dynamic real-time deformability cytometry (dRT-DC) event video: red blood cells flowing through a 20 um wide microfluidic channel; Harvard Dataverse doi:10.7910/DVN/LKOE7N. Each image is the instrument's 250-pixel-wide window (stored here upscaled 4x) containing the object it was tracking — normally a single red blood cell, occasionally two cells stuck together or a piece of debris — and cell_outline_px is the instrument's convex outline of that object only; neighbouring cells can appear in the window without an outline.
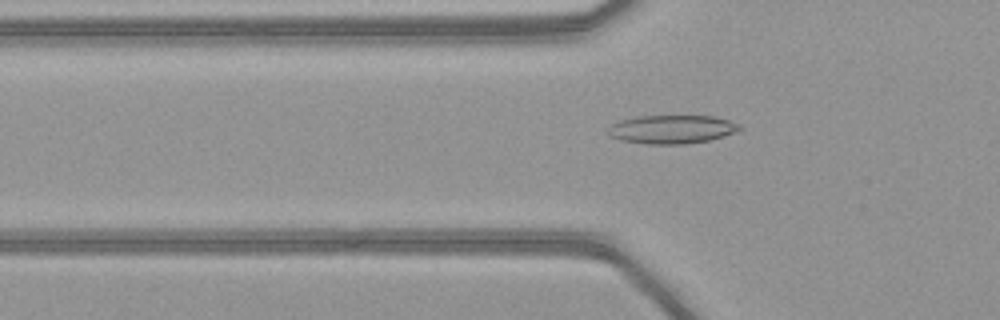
{"species": "common noctule bat (a hibernating species)", "species_latin": "Nyctalus noctula", "temperature_condition": "warm", "stored_images_in_passage": 51, "camera_frame_rate_fps": 3000, "um_per_image_px": 0.085, "animal": {"sex": "female", "body_mass_g": 21.9}, "frame": {"image": 1, "passage_image": 18, "time_ms": 5.667, "image_size_px": [1000, 320], "cell_outline_px": [[744, 128], [736, 132], [724, 136], [708, 140], [684, 144], [648, 144], [620, 140], [608, 136], [608, 128], [612, 124], [620, 120], [636, 116], [716, 116], [740, 124]], "centroid_in_image_um": [57.11, 10.99], "position_along_channel_um": 68.7, "area_um2": 22.02}}
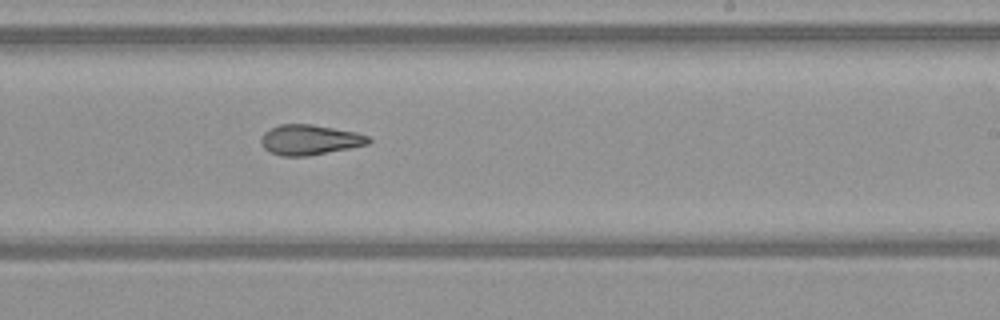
{"frame": {"image": 2, "passage_image": 32, "time_ms": 10.333, "image_size_px": [1000, 320], "cell_outline_px": [[372, 140], [368, 144], [308, 156], [280, 156], [268, 152], [264, 148], [260, 140], [264, 132], [280, 124], [312, 124], [356, 132], [368, 136]], "centroid_in_image_um": [26.3, 11.88], "position_along_channel_um": 262.7, "area_um2": 18.84}}
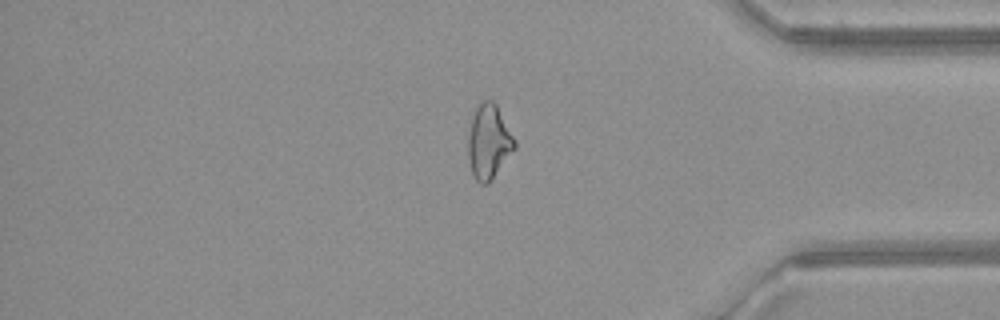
{"frame": {"image": 3, "passage_image": 43, "time_ms": 14.0, "image_size_px": [1000, 320], "cell_outline_px": [[516, 148], [488, 184], [480, 184], [476, 180], [472, 172], [468, 156], [468, 136], [472, 116], [480, 100], [492, 100], [496, 104], [516, 140]], "centroid_in_image_um": [41.55, 12.04], "position_along_channel_um": 393.6, "area_um2": 20.17}, "authors_computed_cell_mechanics": {"area_um2": 20.4034, "velocity_mm_per_s": 4.1507, "shape_relaxation_time_tau1_ms": null, "shape_relaxation_time_tau2_ms": 3.1615, "deformation_change_tau1": null, "deformation_change_tau2": 0.1251}}